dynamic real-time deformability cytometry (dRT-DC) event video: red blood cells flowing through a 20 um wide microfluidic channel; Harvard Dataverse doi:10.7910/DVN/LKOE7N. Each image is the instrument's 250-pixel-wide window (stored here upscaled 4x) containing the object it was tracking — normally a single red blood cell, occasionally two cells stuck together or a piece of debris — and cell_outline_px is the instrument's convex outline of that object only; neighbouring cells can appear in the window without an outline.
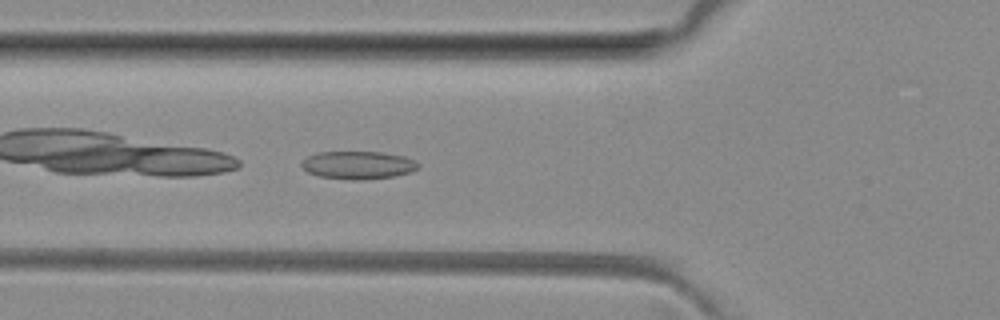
{"species": "common noctule bat (a hibernating species)", "species_latin": "Nyctalus noctula", "temperature_condition": "room temperature", "stored_images_in_passage": 2, "camera_frame_rate_fps": 3000, "um_per_image_px": 0.085, "animal": {"sex": "female", "body_mass_g": 29.2, "forearm_length_mm": 56.3}, "frame": {"image": 1, "passage_image": 2, "time_ms": 1.333, "image_size_px": [1000, 320], "cell_outline_px": [[420, 164], [412, 172], [392, 176], [360, 180], [356, 180], [320, 176], [308, 172], [300, 164], [308, 156], [320, 152], [380, 152], [404, 156]], "centroid_in_image_um": [30.44, 14.03], "position_along_channel_um": 95.4, "area_um2": 18.61}}